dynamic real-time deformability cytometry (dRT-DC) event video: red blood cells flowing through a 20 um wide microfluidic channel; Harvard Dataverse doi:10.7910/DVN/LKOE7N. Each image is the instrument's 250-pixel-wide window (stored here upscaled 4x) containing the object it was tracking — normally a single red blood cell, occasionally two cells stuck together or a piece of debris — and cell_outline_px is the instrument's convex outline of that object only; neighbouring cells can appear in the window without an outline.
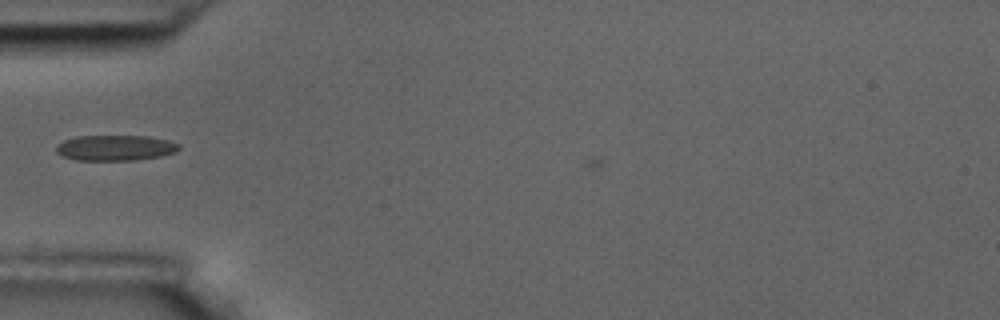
{"species": "common noctule bat (a hibernating species)", "species_latin": "Nyctalus noctula", "temperature_condition": "room temperature", "stored_images_in_passage": 42, "camera_frame_rate_fps": 3000, "um_per_image_px": 0.085, "animal": {"sex": "male", "body_mass_g": 17.5, "forearm_length_mm": 52.3}, "frame": {"image": 1, "passage_image": 7, "time_ms": 2.0, "image_size_px": [1000, 320], "cell_outline_px": [[180, 148], [176, 152], [160, 156], [136, 160], [76, 160], [64, 156], [56, 152], [56, 144], [64, 140], [76, 136], [148, 136], [168, 140], [180, 144]], "centroid_in_image_um": [9.8, 12.56], "position_along_channel_um": 75.2, "area_um2": 18.32}}
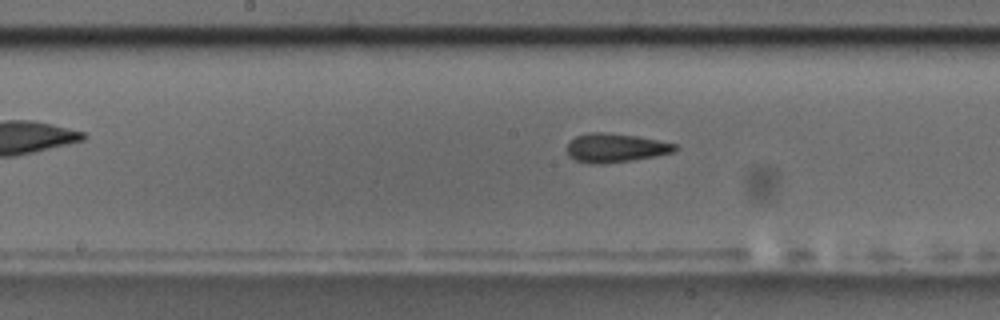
{"frame": {"image": 2, "passage_image": 17, "time_ms": 5.333, "image_size_px": [1000, 320], "cell_outline_px": [[680, 148], [676, 152], [656, 156], [632, 160], [604, 164], [588, 164], [576, 160], [568, 156], [568, 144], [576, 136], [588, 132], [604, 132], [636, 136], [676, 144]], "centroid_in_image_um": [52.33, 12.58], "position_along_channel_um": 195.9, "area_um2": 18.26}}
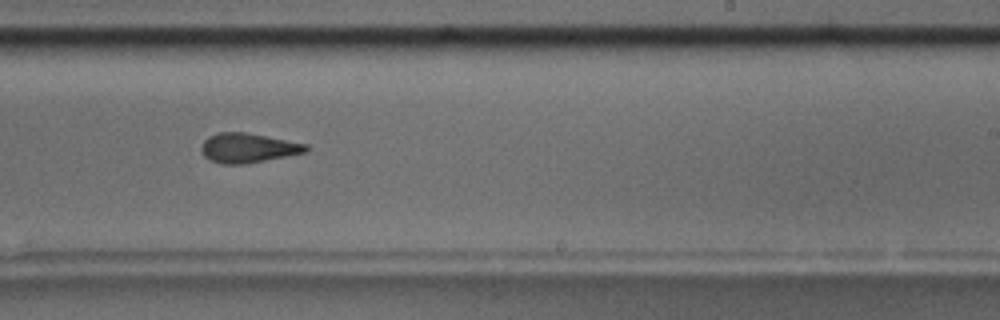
{"frame": {"image": 3, "passage_image": 23, "time_ms": 7.333, "image_size_px": [1000, 320], "cell_outline_px": [[308, 148], [304, 152], [244, 164], [220, 164], [204, 156], [200, 148], [204, 140], [208, 136], [220, 132], [244, 132], [308, 144]], "centroid_in_image_um": [21.03, 12.57], "position_along_channel_um": 268.0, "area_um2": 17.69}, "authors_computed_cell_mechanics": {"area_um2": 17.7446, "velocity_mm_per_s": 3.6237, "shape_relaxation_time_tau1_ms": 5.5836, "shape_relaxation_time_tau2_ms": 2.3436, "deformation_change_tau1": 0.1599, "deformation_change_tau2": 0.1041}}